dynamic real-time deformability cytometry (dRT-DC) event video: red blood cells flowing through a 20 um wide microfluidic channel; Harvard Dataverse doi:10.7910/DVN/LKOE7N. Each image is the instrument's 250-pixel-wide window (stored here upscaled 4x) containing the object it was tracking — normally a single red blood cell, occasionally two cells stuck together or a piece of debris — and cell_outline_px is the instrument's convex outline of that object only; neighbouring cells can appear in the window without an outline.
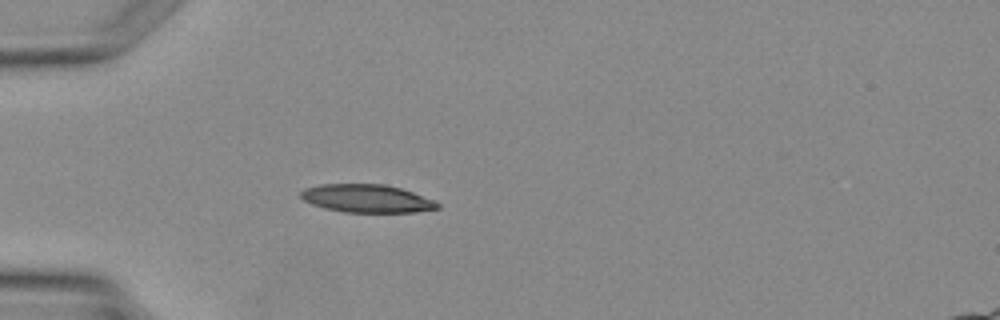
{"species": "Egyptian fruit bat (a non-hibernating species)", "species_latin": "Rousettus aegyptiacus", "temperature_condition": "warm", "stored_images_in_passage": 3, "camera_frame_rate_fps": 3000, "um_per_image_px": 0.085, "animal": {"sex": "female"}, "frame": {"image": 1, "passage_image": 3, "time_ms": 2.333, "image_size_px": [1000, 320], "cell_outline_px": [[440, 208], [416, 212], [344, 212], [324, 208], [312, 204], [304, 200], [300, 196], [300, 192], [304, 188], [320, 184], [384, 184], [400, 188], [436, 200], [440, 204]], "centroid_in_image_um": [31.19, 16.87], "position_along_channel_um": 53.8, "area_um2": 22.43}}